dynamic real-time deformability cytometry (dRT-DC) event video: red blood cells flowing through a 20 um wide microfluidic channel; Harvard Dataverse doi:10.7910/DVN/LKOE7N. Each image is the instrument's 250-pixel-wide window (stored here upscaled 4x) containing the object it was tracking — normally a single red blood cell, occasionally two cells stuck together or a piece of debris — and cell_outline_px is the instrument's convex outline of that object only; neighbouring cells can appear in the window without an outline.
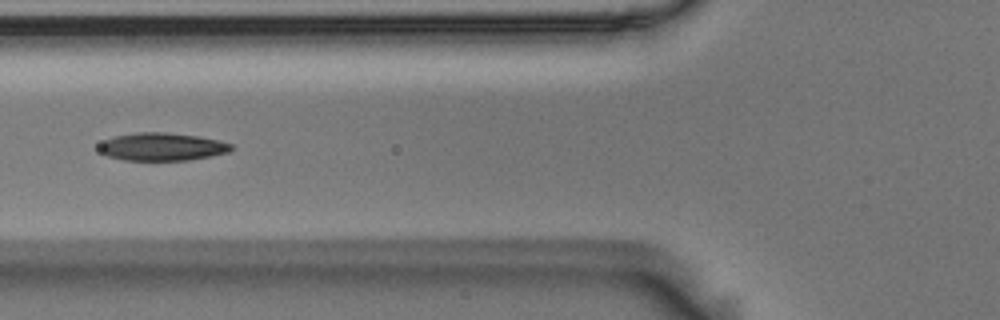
{"species": "Egyptian fruit bat (a non-hibernating species)", "species_latin": "Rousettus aegyptiacus", "temperature_condition": "room temperature", "stored_images_in_passage": 5, "camera_frame_rate_fps": 3000, "um_per_image_px": 0.085, "animal": {"sex": "male"}, "frame": {"image": 1, "passage_image": 5, "time_ms": 1.333, "image_size_px": [1000, 320], "cell_outline_px": [[236, 148], [228, 152], [188, 160], [124, 160], [108, 156], [100, 152], [100, 144], [104, 140], [116, 136], [136, 132], [164, 132], [200, 136], [220, 140], [232, 144]], "centroid_in_image_um": [13.81, 12.46], "position_along_channel_um": 112.0, "area_um2": 21.44}}